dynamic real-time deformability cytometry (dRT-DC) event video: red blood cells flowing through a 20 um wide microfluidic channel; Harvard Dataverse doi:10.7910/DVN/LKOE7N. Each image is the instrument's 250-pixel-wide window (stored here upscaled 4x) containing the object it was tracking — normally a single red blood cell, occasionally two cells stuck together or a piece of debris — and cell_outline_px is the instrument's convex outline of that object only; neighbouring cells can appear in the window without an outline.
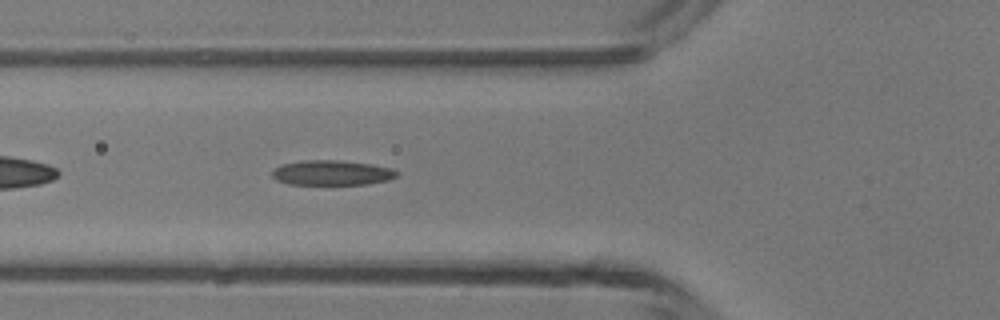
{"species": "common noctule bat (a hibernating species)", "species_latin": "Nyctalus noctula", "temperature_condition": "room temperature", "stored_images_in_passage": 36, "camera_frame_rate_fps": 3000, "um_per_image_px": 0.085, "animal": {"sex": "male", "body_mass_g": 13.3}, "frame": {"image": 1, "passage_image": 5, "time_ms": 1.333, "image_size_px": [1000, 320], "cell_outline_px": [[400, 172], [396, 176], [388, 180], [368, 184], [288, 184], [276, 180], [272, 176], [272, 168], [280, 164], [304, 160], [340, 160], [372, 164], [392, 168]], "centroid_in_image_um": [28.19, 14.68], "position_along_channel_um": 97.6, "area_um2": 18.32}}
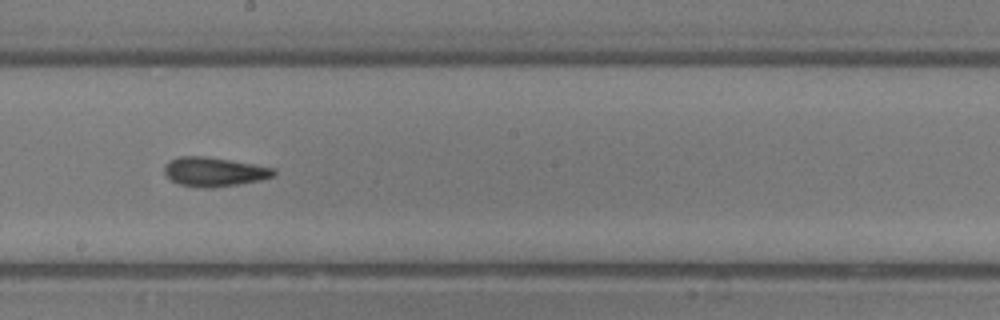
{"frame": {"image": 2, "passage_image": 14, "time_ms": 4.333, "image_size_px": [1000, 320], "cell_outline_px": [[276, 176], [260, 180], [216, 188], [204, 188], [180, 184], [172, 180], [164, 172], [164, 164], [168, 160], [180, 156], [204, 156], [276, 168]], "centroid_in_image_um": [18.21, 14.6], "position_along_channel_um": 230.0, "area_um2": 18.61}}
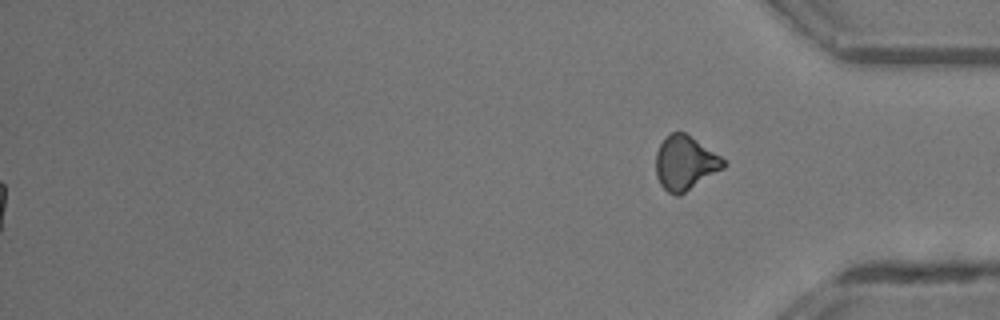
{"frame": {"image": 3, "passage_image": 36, "time_ms": 11.667, "image_size_px": [1000, 320], "cell_outline_px": [[728, 164], [724, 168], [680, 196], [676, 196], [668, 192], [660, 184], [656, 176], [656, 152], [660, 144], [672, 132], [684, 132], [720, 156]], "centroid_in_image_um": [58.23, 13.89], "position_along_channel_um": 377.0, "area_um2": 21.21}, "authors_computed_cell_mechanics": {"area_um2": 17.5423, "velocity_mm_per_s": 4.4007, "shape_relaxation_time_tau1_ms": null, "shape_relaxation_time_tau2_ms": 6.1279, "deformation_change_tau1": null, "deformation_change_tau2": 0.1837}}